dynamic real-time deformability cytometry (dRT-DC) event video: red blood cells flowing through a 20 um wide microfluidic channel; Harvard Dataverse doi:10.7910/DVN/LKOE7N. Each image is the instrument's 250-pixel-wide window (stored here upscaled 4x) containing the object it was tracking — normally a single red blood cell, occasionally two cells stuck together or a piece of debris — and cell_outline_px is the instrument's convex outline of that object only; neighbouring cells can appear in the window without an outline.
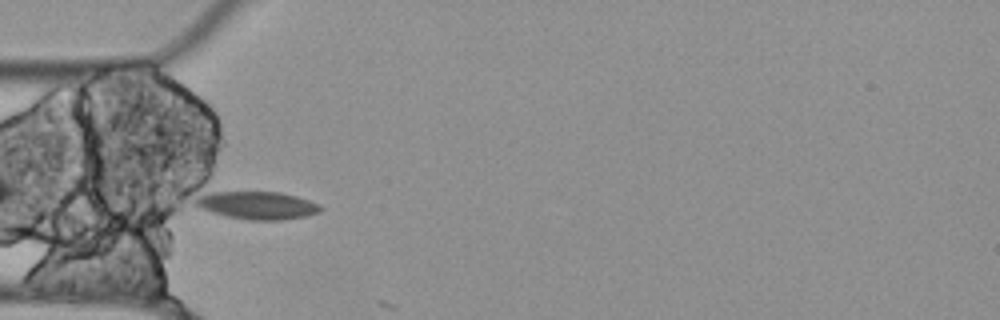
{"species": "Egyptian fruit bat (a non-hibernating species)", "species_latin": "Rousettus aegyptiacus", "temperature_condition": "cold", "stored_images_in_passage": 2, "camera_frame_rate_fps": 3000, "um_per_image_px": 0.085, "animal": {"sex": "female"}, "frame": {"image": 1, "passage_image": 1, "time_ms": 0.0, "image_size_px": [1000, 320], "cell_outline_px": [[324, 208], [320, 212], [304, 216], [280, 220], [248, 220], [224, 216], [200, 208], [196, 204], [196, 184], [200, 180], [280, 192], [296, 196], [320, 204]], "centroid_in_image_um": [21.4, 17.21], "position_along_channel_um": 63.6, "area_um2": 24.16}}